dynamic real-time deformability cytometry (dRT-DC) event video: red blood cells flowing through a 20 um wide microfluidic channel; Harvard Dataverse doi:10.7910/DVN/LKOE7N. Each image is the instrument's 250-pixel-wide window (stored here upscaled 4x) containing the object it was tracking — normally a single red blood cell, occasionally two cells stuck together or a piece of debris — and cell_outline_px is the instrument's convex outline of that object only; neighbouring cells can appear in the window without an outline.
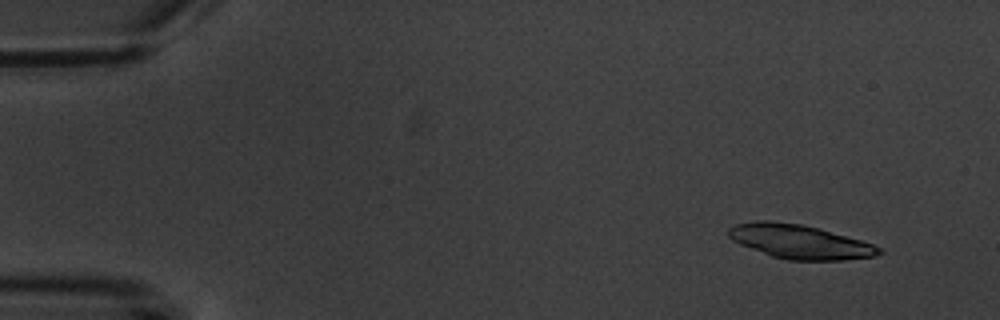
{"species": "common noctule bat (a hibernating species)", "species_latin": "Nyctalus noctula", "temperature_condition": "warm", "stored_images_in_passage": 4, "camera_frame_rate_fps": 3000, "um_per_image_px": 0.085, "animal": {"sex": "male", "body_mass_g": 20.1, "forearm_length_mm": 53.5}, "frame": {"image": 1, "passage_image": 1, "time_ms": 0.0, "image_size_px": [1000, 320], "cell_outline_px": [[884, 252], [876, 256], [844, 260], [788, 260], [772, 256], [740, 244], [732, 240], [728, 236], [728, 228], [736, 224], [756, 220], [768, 220], [800, 224], [820, 228], [860, 240], [872, 244], [880, 248]], "centroid_in_image_um": [67.97, 20.54], "position_along_channel_um": 17.0, "area_um2": 29.77}}